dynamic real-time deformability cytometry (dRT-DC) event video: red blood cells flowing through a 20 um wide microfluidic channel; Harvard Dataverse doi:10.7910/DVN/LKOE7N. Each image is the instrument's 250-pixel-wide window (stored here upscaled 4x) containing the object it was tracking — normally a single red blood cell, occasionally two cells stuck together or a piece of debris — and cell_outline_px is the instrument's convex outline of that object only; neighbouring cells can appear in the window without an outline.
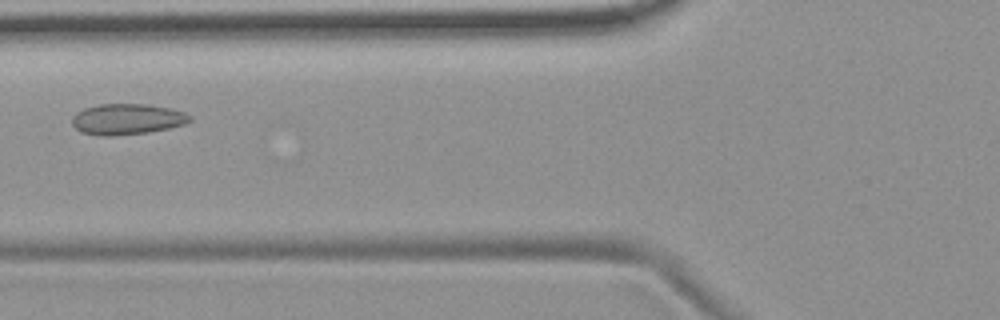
{"species": "common noctule bat (a hibernating species)", "species_latin": "Nyctalus noctula", "temperature_condition": "room temperature", "stored_images_in_passage": 7, "camera_frame_rate_fps": 3000, "um_per_image_px": 0.085, "animal": {"sex": "female", "body_mass_g": 19.9}, "frame": {"image": 1, "passage_image": 4, "time_ms": 3.667, "image_size_px": [1000, 320], "cell_outline_px": [[192, 120], [184, 124], [168, 128], [148, 132], [108, 136], [100, 136], [80, 132], [72, 124], [72, 116], [76, 112], [84, 108], [100, 104], [144, 104], [168, 108], [184, 112], [192, 116]], "centroid_in_image_um": [10.77, 10.13], "position_along_channel_um": 115.0, "area_um2": 21.1}}
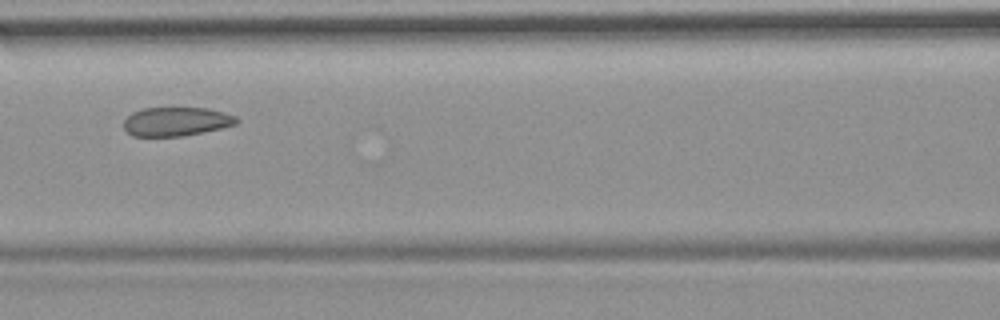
{"frame": {"image": 2, "passage_image": 5, "time_ms": 4.667, "image_size_px": [1000, 320], "cell_outline_px": [[240, 120], [236, 124], [220, 128], [180, 136], [132, 136], [124, 128], [124, 120], [132, 112], [144, 108], [208, 108], [224, 112], [236, 116]], "centroid_in_image_um": [14.98, 10.32], "position_along_channel_um": 151.6, "area_um2": 18.84}}
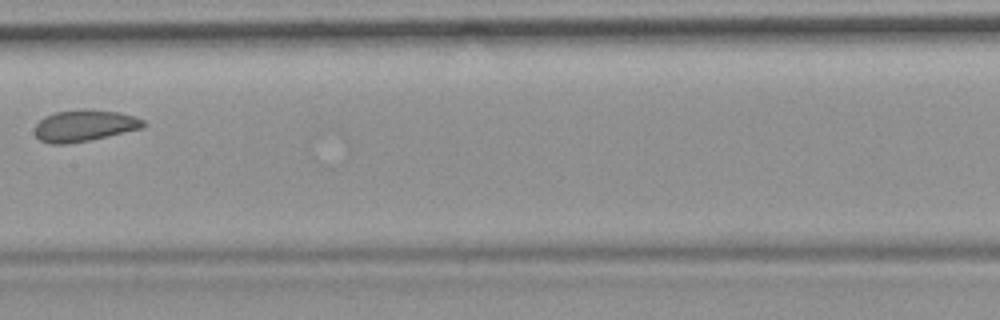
{"frame": {"image": 3, "passage_image": 6, "time_ms": 6.0, "image_size_px": [1000, 320], "cell_outline_px": [[148, 124], [140, 128], [88, 140], [68, 144], [48, 144], [40, 140], [36, 136], [36, 124], [44, 116], [56, 112], [116, 112], [136, 116], [144, 120]], "centroid_in_image_um": [7.15, 10.72], "position_along_channel_um": 200.3, "area_um2": 18.96}}